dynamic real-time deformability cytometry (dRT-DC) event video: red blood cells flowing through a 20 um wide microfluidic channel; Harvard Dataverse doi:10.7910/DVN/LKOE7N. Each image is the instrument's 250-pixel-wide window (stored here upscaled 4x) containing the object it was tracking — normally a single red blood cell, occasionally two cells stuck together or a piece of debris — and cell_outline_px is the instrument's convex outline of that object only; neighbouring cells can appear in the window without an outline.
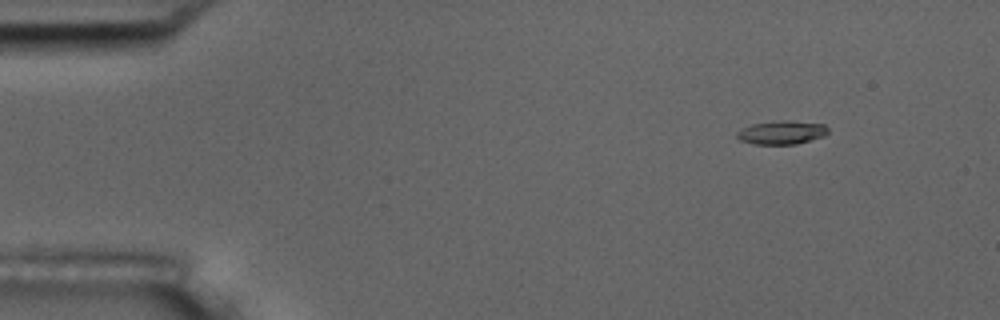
{"species": "common noctule bat (a hibernating species)", "species_latin": "Nyctalus noctula", "temperature_condition": "room temperature", "stored_images_in_passage": 4, "camera_frame_rate_fps": 3000, "um_per_image_px": 0.085, "animal": {"sex": "male", "body_mass_g": 17.5, "forearm_length_mm": 52.3}, "frame": {"image": 1, "passage_image": 1, "time_ms": 0.0, "image_size_px": [1000, 320], "cell_outline_px": [[828, 132], [824, 136], [796, 144], [752, 144], [740, 140], [736, 136], [736, 132], [752, 124], [776, 120], [788, 120], [824, 124], [828, 128]], "centroid_in_image_um": [66.44, 11.25], "position_along_channel_um": 18.6, "area_um2": 12.54}}
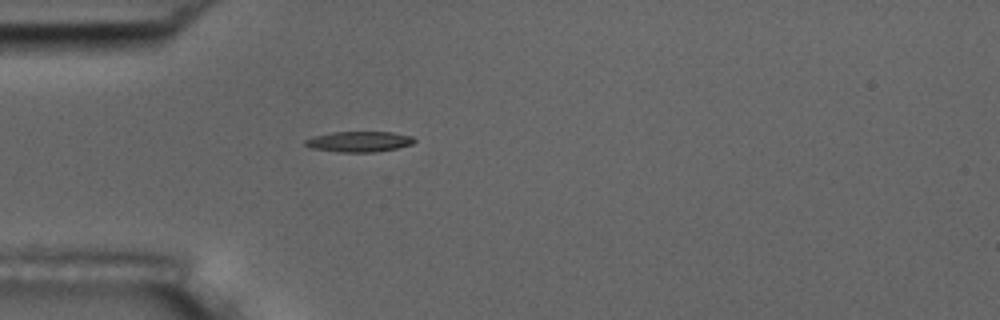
{"frame": {"image": 2, "passage_image": 4, "time_ms": 3.333, "image_size_px": [1000, 320], "cell_outline_px": [[416, 140], [412, 144], [396, 148], [372, 152], [336, 152], [312, 148], [304, 144], [304, 140], [312, 136], [332, 132], [392, 132], [412, 136]], "centroid_in_image_um": [30.49, 12.03], "position_along_channel_um": 54.5, "area_um2": 13.06}}